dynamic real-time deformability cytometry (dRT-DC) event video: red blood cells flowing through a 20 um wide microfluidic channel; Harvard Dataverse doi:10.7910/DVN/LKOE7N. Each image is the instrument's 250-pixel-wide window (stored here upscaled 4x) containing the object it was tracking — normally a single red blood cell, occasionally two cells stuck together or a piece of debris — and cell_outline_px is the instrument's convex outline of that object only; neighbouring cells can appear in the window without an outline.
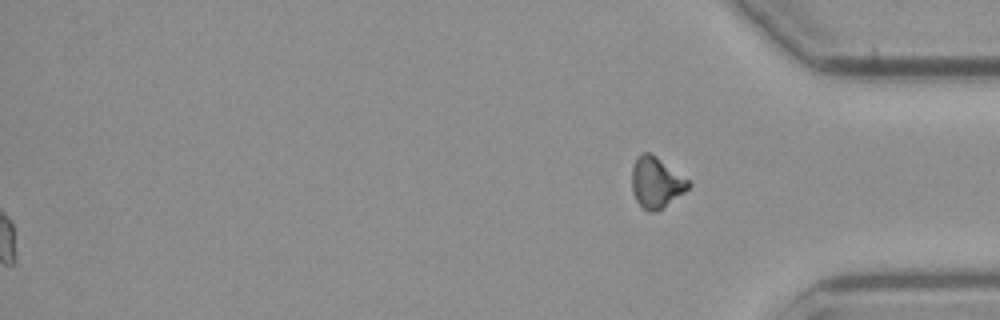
{"species": "common noctule bat (a hibernating species)", "species_latin": "Nyctalus noctula", "temperature_condition": "cold", "stored_images_in_passage": 57, "segment_of_instrument_passage": [2, 2], "camera_frame_rate_fps": 3000, "um_per_image_px": 0.085, "animal": {"sex": "male", "body_mass_g": 23.1, "forearm_length_mm": 52.7}, "frame": {"image": 1, "passage_image": 57, "time_ms": 18.667, "image_size_px": [1000, 320], "cell_outline_px": [[692, 184], [684, 192], [656, 212], [648, 212], [640, 208], [632, 192], [632, 168], [636, 156], [640, 152], [648, 152], [656, 156], [688, 180]], "centroid_in_image_um": [55.73, 15.52], "position_along_channel_um": 379.5, "area_um2": 16.76}}